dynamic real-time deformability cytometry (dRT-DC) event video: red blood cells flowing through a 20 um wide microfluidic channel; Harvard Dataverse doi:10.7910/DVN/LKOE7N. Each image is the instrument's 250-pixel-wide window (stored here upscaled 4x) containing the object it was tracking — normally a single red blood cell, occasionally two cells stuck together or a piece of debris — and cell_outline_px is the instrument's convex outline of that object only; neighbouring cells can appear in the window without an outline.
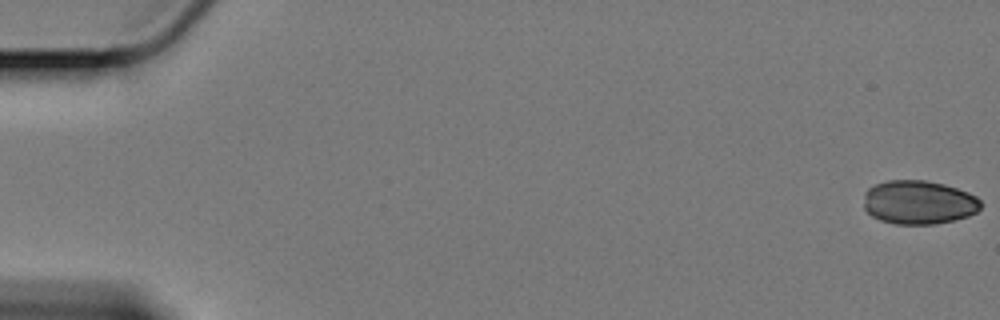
{"species": "Egyptian fruit bat (a non-hibernating species)", "species_latin": "Rousettus aegyptiacus", "temperature_condition": "cold", "stored_images_in_passage": 58, "camera_frame_rate_fps": 3000, "um_per_image_px": 0.085, "animal": {"sex": "female"}, "frame": {"image": 1, "passage_image": 1, "time_ms": 0.0, "image_size_px": [1000, 320], "cell_outline_px": [[984, 204], [976, 212], [968, 216], [936, 224], [896, 224], [880, 220], [872, 216], [864, 208], [864, 192], [868, 188], [876, 184], [888, 180], [924, 180], [944, 184], [968, 192], [976, 196]], "centroid_in_image_um": [78.09, 17.19], "position_along_channel_um": 6.9, "area_um2": 30.0}}
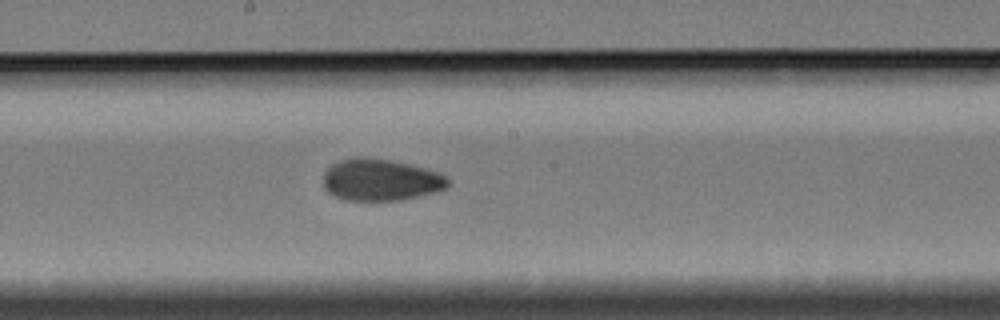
{"frame": {"image": 2, "passage_image": 33, "time_ms": 10.667, "image_size_px": [1000, 320], "cell_outline_px": [[448, 188], [400, 200], [348, 200], [332, 196], [324, 188], [324, 172], [332, 164], [340, 160], [356, 156], [364, 156], [392, 160], [440, 172], [448, 176]], "centroid_in_image_um": [32.34, 15.27], "position_along_channel_um": 215.9, "area_um2": 30.46}}
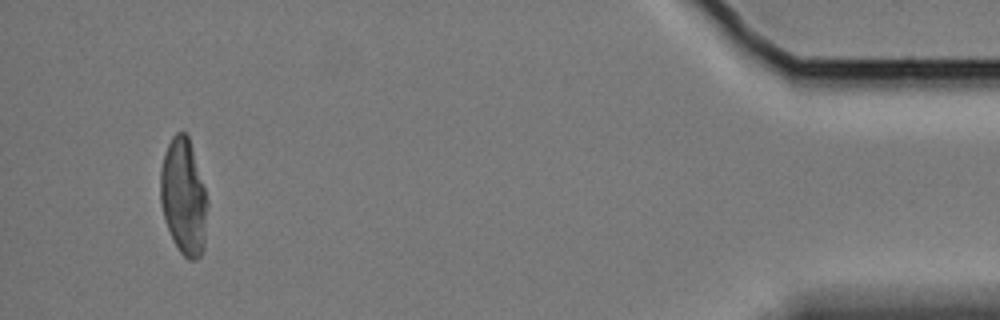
{"frame": {"image": 3, "passage_image": 57, "time_ms": 18.667, "image_size_px": [1000, 320], "cell_outline_px": [[208, 204], [204, 248], [200, 256], [196, 260], [188, 260], [180, 252], [168, 228], [160, 204], [160, 168], [164, 152], [172, 136], [176, 132], [184, 132], [188, 136], [192, 148], [208, 200]], "centroid_in_image_um": [15.61, 16.73], "position_along_channel_um": 419.6, "area_um2": 31.85}}